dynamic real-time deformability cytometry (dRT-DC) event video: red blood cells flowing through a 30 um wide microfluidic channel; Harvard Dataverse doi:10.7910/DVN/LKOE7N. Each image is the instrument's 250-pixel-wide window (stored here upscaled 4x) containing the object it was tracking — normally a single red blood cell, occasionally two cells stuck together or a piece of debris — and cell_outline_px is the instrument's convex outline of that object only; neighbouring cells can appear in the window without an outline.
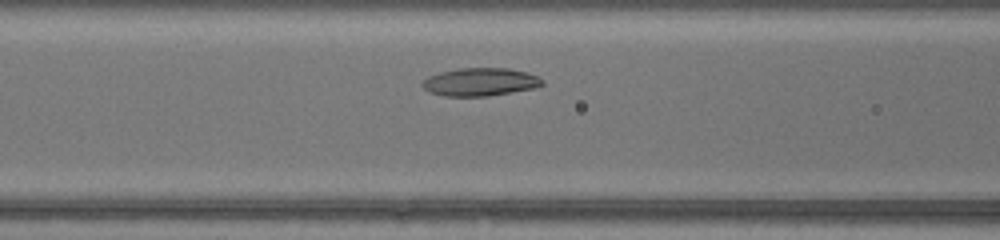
{"species": "common noctule bat (a hibernating species)", "species_latin": "Nyctalus noctula", "temperature_condition": "warm", "stored_images_in_passage": 29, "camera_frame_rate_fps": 3000, "um_per_image_px": 0.085, "animal": {"sex": "female", "body_mass_g": 17.0, "forearm_length_mm": 48.0}, "frame": {"image": 1, "passage_image": 8, "time_ms": 2.333, "image_size_px": [1000, 240], "cell_outline_px": [[544, 84], [536, 88], [488, 96], [444, 96], [428, 92], [420, 84], [428, 76], [440, 72], [456, 68], [508, 68], [528, 72], [544, 80]], "centroid_in_image_um": [40.81, 6.96], "position_along_channel_um": 125.8, "area_um2": 19.77}}
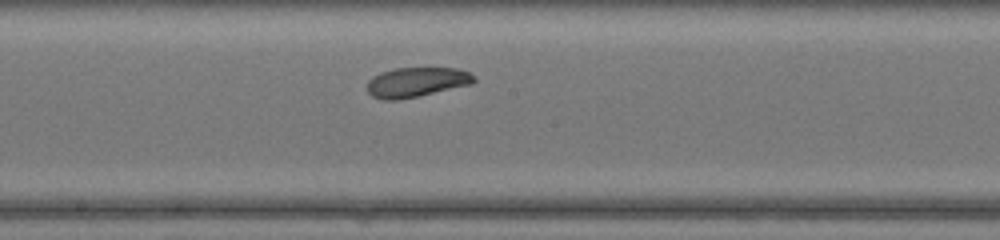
{"frame": {"image": 2, "passage_image": 14, "time_ms": 4.333, "image_size_px": [1000, 240], "cell_outline_px": [[476, 80], [472, 84], [416, 96], [396, 100], [384, 100], [372, 96], [368, 92], [368, 80], [372, 76], [380, 72], [396, 68], [456, 68], [468, 72], [476, 76]], "centroid_in_image_um": [35.39, 6.97], "position_along_channel_um": 212.8, "area_um2": 18.38}}
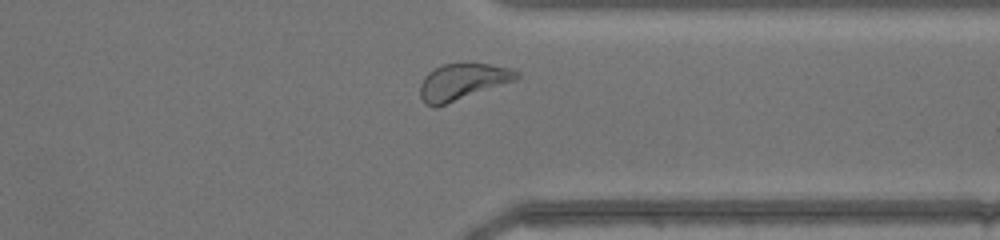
{"frame": {"image": 3, "passage_image": 25, "time_ms": 8.0, "image_size_px": [1000, 240], "cell_outline_px": [[520, 76], [516, 80], [436, 108], [432, 108], [424, 104], [420, 96], [420, 84], [424, 76], [428, 72], [440, 64], [488, 64], [508, 68], [520, 72]], "centroid_in_image_um": [39.26, 6.97], "position_along_channel_um": 372.1, "area_um2": 20.58}, "authors_computed_cell_mechanics": {"area_um2": 19.1896, "velocity_mm_per_s": 4.3623, "shape_relaxation_time_tau1_ms": 3.6982, "shape_relaxation_time_tau2_ms": 9.6079, "deformation_change_tau1": 0.0773, "deformation_change_tau2": 0.2089}}